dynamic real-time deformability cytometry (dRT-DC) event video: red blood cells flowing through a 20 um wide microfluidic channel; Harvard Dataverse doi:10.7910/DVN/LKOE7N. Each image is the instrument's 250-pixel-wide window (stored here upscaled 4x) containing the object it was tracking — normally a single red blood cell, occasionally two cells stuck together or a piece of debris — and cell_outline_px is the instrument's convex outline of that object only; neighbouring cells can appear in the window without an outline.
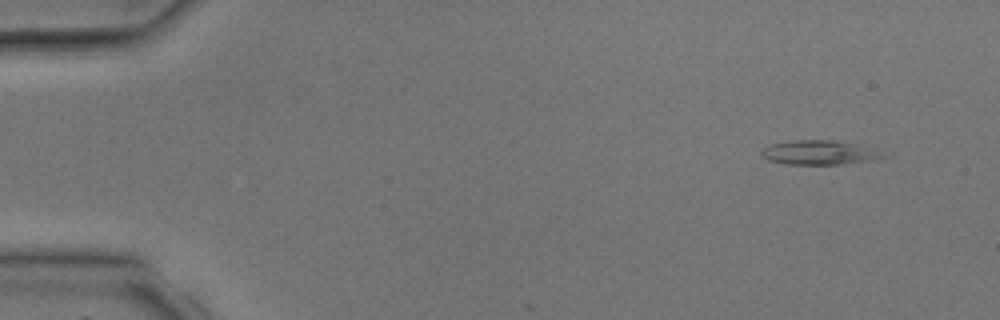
{"species": "common noctule bat (a hibernating species)", "species_latin": "Nyctalus noctula", "temperature_condition": "room temperature", "stored_images_in_passage": 3, "camera_frame_rate_fps": 3000, "um_per_image_px": 0.085, "animal": {"sex": "male", "body_mass_g": 17.9, "forearm_length_mm": 54.2}, "frame": {"image": 1, "passage_image": 1, "time_ms": 0.0, "image_size_px": [1000, 320], "cell_outline_px": [[888, 156], [868, 160], [840, 164], [788, 164], [768, 160], [760, 152], [768, 144], [792, 140], [828, 140], [856, 144]], "centroid_in_image_um": [69.52, 12.96], "position_along_channel_um": 15.5, "area_um2": 16.65}}